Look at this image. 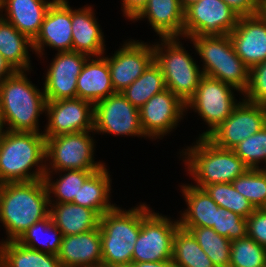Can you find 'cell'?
I'll return each instance as SVG.
<instances>
[{"instance_id": "4316f807", "label": "cell", "mask_w": 266, "mask_h": 267, "mask_svg": "<svg viewBox=\"0 0 266 267\" xmlns=\"http://www.w3.org/2000/svg\"><path fill=\"white\" fill-rule=\"evenodd\" d=\"M106 165L93 172L83 183L78 192V199L73 200V204L95 210L100 216L111 211L116 204H111V178Z\"/></svg>"}, {"instance_id": "836d02e7", "label": "cell", "mask_w": 266, "mask_h": 267, "mask_svg": "<svg viewBox=\"0 0 266 267\" xmlns=\"http://www.w3.org/2000/svg\"><path fill=\"white\" fill-rule=\"evenodd\" d=\"M216 267H229L231 241L211 227H192L188 230Z\"/></svg>"}, {"instance_id": "74e56055", "label": "cell", "mask_w": 266, "mask_h": 267, "mask_svg": "<svg viewBox=\"0 0 266 267\" xmlns=\"http://www.w3.org/2000/svg\"><path fill=\"white\" fill-rule=\"evenodd\" d=\"M235 154L245 163L249 169H266V126L260 131L240 142L233 149Z\"/></svg>"}, {"instance_id": "277c9868", "label": "cell", "mask_w": 266, "mask_h": 267, "mask_svg": "<svg viewBox=\"0 0 266 267\" xmlns=\"http://www.w3.org/2000/svg\"><path fill=\"white\" fill-rule=\"evenodd\" d=\"M195 142L179 153L184 156L185 169L194 179L195 187L231 183L249 169L233 150L220 148L207 137H198Z\"/></svg>"}, {"instance_id": "60d3db41", "label": "cell", "mask_w": 266, "mask_h": 267, "mask_svg": "<svg viewBox=\"0 0 266 267\" xmlns=\"http://www.w3.org/2000/svg\"><path fill=\"white\" fill-rule=\"evenodd\" d=\"M247 236L266 248V208H255L249 215Z\"/></svg>"}, {"instance_id": "603a6c76", "label": "cell", "mask_w": 266, "mask_h": 267, "mask_svg": "<svg viewBox=\"0 0 266 267\" xmlns=\"http://www.w3.org/2000/svg\"><path fill=\"white\" fill-rule=\"evenodd\" d=\"M144 18L159 38L183 37L184 9L179 0H148L132 21Z\"/></svg>"}, {"instance_id": "d4e9b609", "label": "cell", "mask_w": 266, "mask_h": 267, "mask_svg": "<svg viewBox=\"0 0 266 267\" xmlns=\"http://www.w3.org/2000/svg\"><path fill=\"white\" fill-rule=\"evenodd\" d=\"M187 209L178 218L179 225L185 230L192 227H213L216 224V211L219 205L201 188L190 184L180 186Z\"/></svg>"}, {"instance_id": "f35d334b", "label": "cell", "mask_w": 266, "mask_h": 267, "mask_svg": "<svg viewBox=\"0 0 266 267\" xmlns=\"http://www.w3.org/2000/svg\"><path fill=\"white\" fill-rule=\"evenodd\" d=\"M212 228L230 241L247 237V219L222 207L216 211V224Z\"/></svg>"}, {"instance_id": "5bb4252c", "label": "cell", "mask_w": 266, "mask_h": 267, "mask_svg": "<svg viewBox=\"0 0 266 267\" xmlns=\"http://www.w3.org/2000/svg\"><path fill=\"white\" fill-rule=\"evenodd\" d=\"M186 111V104L171 90L166 88L155 94L139 108L144 134L151 139H162L177 127Z\"/></svg>"}, {"instance_id": "ee69618b", "label": "cell", "mask_w": 266, "mask_h": 267, "mask_svg": "<svg viewBox=\"0 0 266 267\" xmlns=\"http://www.w3.org/2000/svg\"><path fill=\"white\" fill-rule=\"evenodd\" d=\"M16 71L10 66V64L5 60V58L0 53V83L12 76Z\"/></svg>"}, {"instance_id": "484cf974", "label": "cell", "mask_w": 266, "mask_h": 267, "mask_svg": "<svg viewBox=\"0 0 266 267\" xmlns=\"http://www.w3.org/2000/svg\"><path fill=\"white\" fill-rule=\"evenodd\" d=\"M49 215L63 236L85 233L99 227L100 215L73 203H50Z\"/></svg>"}, {"instance_id": "f1b7e54d", "label": "cell", "mask_w": 266, "mask_h": 267, "mask_svg": "<svg viewBox=\"0 0 266 267\" xmlns=\"http://www.w3.org/2000/svg\"><path fill=\"white\" fill-rule=\"evenodd\" d=\"M0 267H62L56 254L28 248L16 240L0 242Z\"/></svg>"}, {"instance_id": "83f0119b", "label": "cell", "mask_w": 266, "mask_h": 267, "mask_svg": "<svg viewBox=\"0 0 266 267\" xmlns=\"http://www.w3.org/2000/svg\"><path fill=\"white\" fill-rule=\"evenodd\" d=\"M29 48L32 41L0 17V53L15 71L32 70Z\"/></svg>"}, {"instance_id": "681fc988", "label": "cell", "mask_w": 266, "mask_h": 267, "mask_svg": "<svg viewBox=\"0 0 266 267\" xmlns=\"http://www.w3.org/2000/svg\"><path fill=\"white\" fill-rule=\"evenodd\" d=\"M1 13H3V11H2V0H0V17H1Z\"/></svg>"}, {"instance_id": "7a4b0ae2", "label": "cell", "mask_w": 266, "mask_h": 267, "mask_svg": "<svg viewBox=\"0 0 266 267\" xmlns=\"http://www.w3.org/2000/svg\"><path fill=\"white\" fill-rule=\"evenodd\" d=\"M45 173L46 138L42 130L41 133L6 130L0 142V184L44 179Z\"/></svg>"}, {"instance_id": "7402d4cb", "label": "cell", "mask_w": 266, "mask_h": 267, "mask_svg": "<svg viewBox=\"0 0 266 267\" xmlns=\"http://www.w3.org/2000/svg\"><path fill=\"white\" fill-rule=\"evenodd\" d=\"M56 0H2L1 17L33 41L38 35L49 7Z\"/></svg>"}, {"instance_id": "7dc6e473", "label": "cell", "mask_w": 266, "mask_h": 267, "mask_svg": "<svg viewBox=\"0 0 266 267\" xmlns=\"http://www.w3.org/2000/svg\"><path fill=\"white\" fill-rule=\"evenodd\" d=\"M5 125H4V121L2 120L1 116H0V142L2 141V138L6 132V129H4Z\"/></svg>"}, {"instance_id": "9a60e30c", "label": "cell", "mask_w": 266, "mask_h": 267, "mask_svg": "<svg viewBox=\"0 0 266 267\" xmlns=\"http://www.w3.org/2000/svg\"><path fill=\"white\" fill-rule=\"evenodd\" d=\"M45 114V138L93 130L94 105L78 97L47 101Z\"/></svg>"}, {"instance_id": "d6986e66", "label": "cell", "mask_w": 266, "mask_h": 267, "mask_svg": "<svg viewBox=\"0 0 266 267\" xmlns=\"http://www.w3.org/2000/svg\"><path fill=\"white\" fill-rule=\"evenodd\" d=\"M229 36L236 54L249 69L266 60V18L260 12L240 16Z\"/></svg>"}, {"instance_id": "9c48e42d", "label": "cell", "mask_w": 266, "mask_h": 267, "mask_svg": "<svg viewBox=\"0 0 266 267\" xmlns=\"http://www.w3.org/2000/svg\"><path fill=\"white\" fill-rule=\"evenodd\" d=\"M90 132L94 133L82 131L46 138V172L104 167L105 163L94 161L95 141Z\"/></svg>"}, {"instance_id": "ffe728a7", "label": "cell", "mask_w": 266, "mask_h": 267, "mask_svg": "<svg viewBox=\"0 0 266 267\" xmlns=\"http://www.w3.org/2000/svg\"><path fill=\"white\" fill-rule=\"evenodd\" d=\"M57 257L62 267H102L99 227L85 233L63 236Z\"/></svg>"}, {"instance_id": "e0dca14e", "label": "cell", "mask_w": 266, "mask_h": 267, "mask_svg": "<svg viewBox=\"0 0 266 267\" xmlns=\"http://www.w3.org/2000/svg\"><path fill=\"white\" fill-rule=\"evenodd\" d=\"M47 69L44 95L47 101L77 97V79L89 56L76 52H57Z\"/></svg>"}, {"instance_id": "6da1fadb", "label": "cell", "mask_w": 266, "mask_h": 267, "mask_svg": "<svg viewBox=\"0 0 266 267\" xmlns=\"http://www.w3.org/2000/svg\"><path fill=\"white\" fill-rule=\"evenodd\" d=\"M49 194L44 179L0 184V222L3 241L17 240L34 223L49 216Z\"/></svg>"}, {"instance_id": "f546056e", "label": "cell", "mask_w": 266, "mask_h": 267, "mask_svg": "<svg viewBox=\"0 0 266 267\" xmlns=\"http://www.w3.org/2000/svg\"><path fill=\"white\" fill-rule=\"evenodd\" d=\"M97 170H63V171H54L46 172L44 175V181L47 187V191L49 194V202L50 203H72L74 199H78V192L82 187L85 180ZM56 174H60L59 179L56 181H52L53 176ZM67 172V173H66ZM63 175V176H62ZM52 176V177H51ZM52 178V179H51ZM51 193L56 198L52 200Z\"/></svg>"}, {"instance_id": "44dd1931", "label": "cell", "mask_w": 266, "mask_h": 267, "mask_svg": "<svg viewBox=\"0 0 266 267\" xmlns=\"http://www.w3.org/2000/svg\"><path fill=\"white\" fill-rule=\"evenodd\" d=\"M91 5L71 8L72 51L89 57L102 56L106 50L104 34Z\"/></svg>"}, {"instance_id": "7c38bea8", "label": "cell", "mask_w": 266, "mask_h": 267, "mask_svg": "<svg viewBox=\"0 0 266 267\" xmlns=\"http://www.w3.org/2000/svg\"><path fill=\"white\" fill-rule=\"evenodd\" d=\"M93 131L97 134L144 137L139 109L132 105L121 92L109 95L94 104Z\"/></svg>"}, {"instance_id": "bcb514c9", "label": "cell", "mask_w": 266, "mask_h": 267, "mask_svg": "<svg viewBox=\"0 0 266 267\" xmlns=\"http://www.w3.org/2000/svg\"><path fill=\"white\" fill-rule=\"evenodd\" d=\"M199 0H179L180 5L182 6V8L185 10L187 7H189L190 5H192L193 3L198 2Z\"/></svg>"}, {"instance_id": "1f68e13d", "label": "cell", "mask_w": 266, "mask_h": 267, "mask_svg": "<svg viewBox=\"0 0 266 267\" xmlns=\"http://www.w3.org/2000/svg\"><path fill=\"white\" fill-rule=\"evenodd\" d=\"M166 89L165 78L160 66L153 61L144 73L121 94L138 109L155 94Z\"/></svg>"}, {"instance_id": "b9f144b4", "label": "cell", "mask_w": 266, "mask_h": 267, "mask_svg": "<svg viewBox=\"0 0 266 267\" xmlns=\"http://www.w3.org/2000/svg\"><path fill=\"white\" fill-rule=\"evenodd\" d=\"M240 16L253 15L260 12L261 0H223Z\"/></svg>"}, {"instance_id": "7bdbcfd3", "label": "cell", "mask_w": 266, "mask_h": 267, "mask_svg": "<svg viewBox=\"0 0 266 267\" xmlns=\"http://www.w3.org/2000/svg\"><path fill=\"white\" fill-rule=\"evenodd\" d=\"M148 0H122L123 15L133 20L145 7Z\"/></svg>"}, {"instance_id": "ac0fdd59", "label": "cell", "mask_w": 266, "mask_h": 267, "mask_svg": "<svg viewBox=\"0 0 266 267\" xmlns=\"http://www.w3.org/2000/svg\"><path fill=\"white\" fill-rule=\"evenodd\" d=\"M71 7L68 0H56L41 24L40 31L32 41L33 52L42 57L44 47L58 52L72 51ZM46 45V46H45Z\"/></svg>"}, {"instance_id": "2e32d148", "label": "cell", "mask_w": 266, "mask_h": 267, "mask_svg": "<svg viewBox=\"0 0 266 267\" xmlns=\"http://www.w3.org/2000/svg\"><path fill=\"white\" fill-rule=\"evenodd\" d=\"M113 56H105L111 74V82L115 92H122L154 61L153 44L130 40L124 42Z\"/></svg>"}, {"instance_id": "8d00e7d4", "label": "cell", "mask_w": 266, "mask_h": 267, "mask_svg": "<svg viewBox=\"0 0 266 267\" xmlns=\"http://www.w3.org/2000/svg\"><path fill=\"white\" fill-rule=\"evenodd\" d=\"M266 248L247 237L231 241L229 267H263Z\"/></svg>"}, {"instance_id": "ab89813d", "label": "cell", "mask_w": 266, "mask_h": 267, "mask_svg": "<svg viewBox=\"0 0 266 267\" xmlns=\"http://www.w3.org/2000/svg\"><path fill=\"white\" fill-rule=\"evenodd\" d=\"M243 97L246 101L266 105V60L249 69L248 87Z\"/></svg>"}, {"instance_id": "4dcf8cb0", "label": "cell", "mask_w": 266, "mask_h": 267, "mask_svg": "<svg viewBox=\"0 0 266 267\" xmlns=\"http://www.w3.org/2000/svg\"><path fill=\"white\" fill-rule=\"evenodd\" d=\"M62 239L63 234L52 222L49 215L34 223L16 241L28 248L57 255L60 251Z\"/></svg>"}, {"instance_id": "52a82bcc", "label": "cell", "mask_w": 266, "mask_h": 267, "mask_svg": "<svg viewBox=\"0 0 266 267\" xmlns=\"http://www.w3.org/2000/svg\"><path fill=\"white\" fill-rule=\"evenodd\" d=\"M155 42L154 61L160 66L166 88L171 90L185 104L194 96L202 70L185 50L179 37L160 38Z\"/></svg>"}, {"instance_id": "d590c367", "label": "cell", "mask_w": 266, "mask_h": 267, "mask_svg": "<svg viewBox=\"0 0 266 267\" xmlns=\"http://www.w3.org/2000/svg\"><path fill=\"white\" fill-rule=\"evenodd\" d=\"M254 208H266V169H248L231 182Z\"/></svg>"}, {"instance_id": "ba28073f", "label": "cell", "mask_w": 266, "mask_h": 267, "mask_svg": "<svg viewBox=\"0 0 266 267\" xmlns=\"http://www.w3.org/2000/svg\"><path fill=\"white\" fill-rule=\"evenodd\" d=\"M179 220L154 212L141 203V229L135 242L132 264L172 260L173 239Z\"/></svg>"}, {"instance_id": "3957f363", "label": "cell", "mask_w": 266, "mask_h": 267, "mask_svg": "<svg viewBox=\"0 0 266 267\" xmlns=\"http://www.w3.org/2000/svg\"><path fill=\"white\" fill-rule=\"evenodd\" d=\"M46 97L27 77L16 71L0 83V116L6 130L40 133L39 117L46 113Z\"/></svg>"}, {"instance_id": "30bf717a", "label": "cell", "mask_w": 266, "mask_h": 267, "mask_svg": "<svg viewBox=\"0 0 266 267\" xmlns=\"http://www.w3.org/2000/svg\"><path fill=\"white\" fill-rule=\"evenodd\" d=\"M233 89L243 95L230 84L206 75L202 76L194 96L186 103V109H193L209 127L199 137H207L212 133L239 104Z\"/></svg>"}, {"instance_id": "c3c4849f", "label": "cell", "mask_w": 266, "mask_h": 267, "mask_svg": "<svg viewBox=\"0 0 266 267\" xmlns=\"http://www.w3.org/2000/svg\"><path fill=\"white\" fill-rule=\"evenodd\" d=\"M110 267H134V264H127V265H117V266H110Z\"/></svg>"}, {"instance_id": "5b68a950", "label": "cell", "mask_w": 266, "mask_h": 267, "mask_svg": "<svg viewBox=\"0 0 266 267\" xmlns=\"http://www.w3.org/2000/svg\"><path fill=\"white\" fill-rule=\"evenodd\" d=\"M102 267L132 263L135 242L141 229V203L124 210L116 206L100 216Z\"/></svg>"}, {"instance_id": "8fae6325", "label": "cell", "mask_w": 266, "mask_h": 267, "mask_svg": "<svg viewBox=\"0 0 266 267\" xmlns=\"http://www.w3.org/2000/svg\"><path fill=\"white\" fill-rule=\"evenodd\" d=\"M239 17L223 0H199L184 10L183 38L230 34Z\"/></svg>"}, {"instance_id": "cb8c5ba5", "label": "cell", "mask_w": 266, "mask_h": 267, "mask_svg": "<svg viewBox=\"0 0 266 267\" xmlns=\"http://www.w3.org/2000/svg\"><path fill=\"white\" fill-rule=\"evenodd\" d=\"M89 57L77 79V97L93 105L116 93L114 91L107 59Z\"/></svg>"}, {"instance_id": "d6a6232c", "label": "cell", "mask_w": 266, "mask_h": 267, "mask_svg": "<svg viewBox=\"0 0 266 267\" xmlns=\"http://www.w3.org/2000/svg\"><path fill=\"white\" fill-rule=\"evenodd\" d=\"M172 261L176 267H216L193 235L181 227L174 234Z\"/></svg>"}, {"instance_id": "4fadbf2b", "label": "cell", "mask_w": 266, "mask_h": 267, "mask_svg": "<svg viewBox=\"0 0 266 267\" xmlns=\"http://www.w3.org/2000/svg\"><path fill=\"white\" fill-rule=\"evenodd\" d=\"M231 115L207 138L216 146L233 150L266 126V105L242 99Z\"/></svg>"}, {"instance_id": "e575fe53", "label": "cell", "mask_w": 266, "mask_h": 267, "mask_svg": "<svg viewBox=\"0 0 266 267\" xmlns=\"http://www.w3.org/2000/svg\"><path fill=\"white\" fill-rule=\"evenodd\" d=\"M219 207L248 218L255 210L242 194L235 190L232 183L209 184L203 188Z\"/></svg>"}, {"instance_id": "f6af8a7d", "label": "cell", "mask_w": 266, "mask_h": 267, "mask_svg": "<svg viewBox=\"0 0 266 267\" xmlns=\"http://www.w3.org/2000/svg\"><path fill=\"white\" fill-rule=\"evenodd\" d=\"M134 267H176L172 260L133 263Z\"/></svg>"}, {"instance_id": "8992f818", "label": "cell", "mask_w": 266, "mask_h": 267, "mask_svg": "<svg viewBox=\"0 0 266 267\" xmlns=\"http://www.w3.org/2000/svg\"><path fill=\"white\" fill-rule=\"evenodd\" d=\"M189 39L203 62V75L230 84L242 93L246 90L249 68L236 54L229 34L197 35Z\"/></svg>"}]
</instances>
